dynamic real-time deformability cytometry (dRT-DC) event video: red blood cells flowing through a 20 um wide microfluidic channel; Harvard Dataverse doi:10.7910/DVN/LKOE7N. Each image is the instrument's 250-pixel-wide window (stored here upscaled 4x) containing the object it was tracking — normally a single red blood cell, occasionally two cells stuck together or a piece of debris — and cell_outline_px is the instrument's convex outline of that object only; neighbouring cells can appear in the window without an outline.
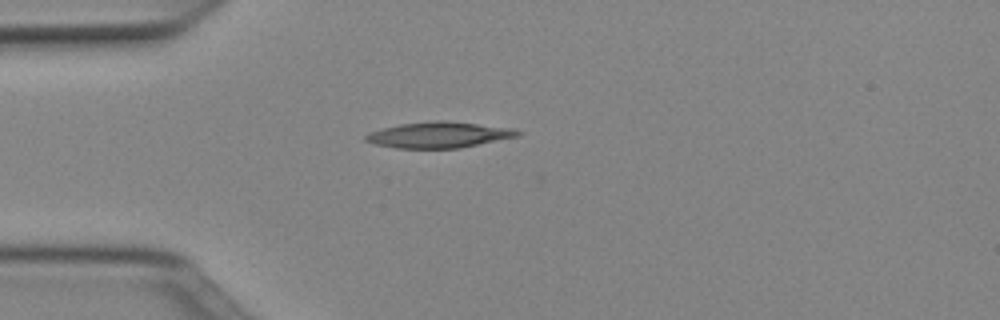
{"species": "Egyptian fruit bat (a non-hibernating species)", "species_latin": "Rousettus aegyptiacus", "temperature_condition": "cold", "stored_images_in_passage": 38, "camera_frame_rate_fps": 3000, "um_per_image_px": 0.085, "animal": {"sex": "female"}, "frame": {"image": 1, "passage_image": 1, "time_ms": 0.0, "image_size_px": [1000, 320], "cell_outline_px": [[524, 132], [520, 136], [460, 148], [396, 148], [376, 144], [364, 140], [364, 136], [372, 132], [384, 128], [400, 124], [436, 120], [440, 120], [476, 124], [508, 128]], "centroid_in_image_um": [37.32, 11.47], "position_along_channel_um": 47.7, "area_um2": 22.6}}
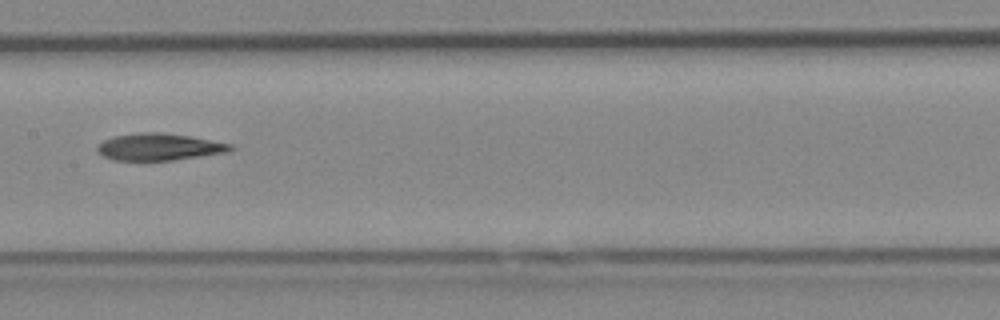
{"frame": {"image": 2, "passage_image": 13, "time_ms": 4.0, "image_size_px": [1000, 320], "cell_outline_px": [[236, 148], [232, 152], [172, 160], [112, 160], [96, 152], [96, 144], [104, 140], [116, 136], [140, 132], [160, 132], [192, 136], [232, 144]], "centroid_in_image_um": [13.57, 12.49], "position_along_channel_um": 193.8, "area_um2": 21.21}}
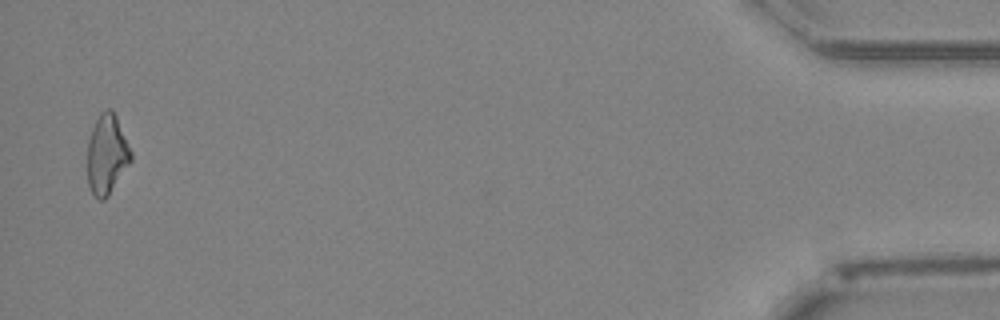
{"frame": {"image": 3, "passage_image": 37, "time_ms": 12.0, "image_size_px": [1000, 320], "cell_outline_px": [[132, 160], [108, 196], [104, 200], [96, 200], [88, 184], [88, 140], [92, 128], [100, 112], [104, 108], [112, 108], [116, 116], [132, 152]], "centroid_in_image_um": [9.08, 13.12], "position_along_channel_um": 426.1, "area_um2": 20.29}}